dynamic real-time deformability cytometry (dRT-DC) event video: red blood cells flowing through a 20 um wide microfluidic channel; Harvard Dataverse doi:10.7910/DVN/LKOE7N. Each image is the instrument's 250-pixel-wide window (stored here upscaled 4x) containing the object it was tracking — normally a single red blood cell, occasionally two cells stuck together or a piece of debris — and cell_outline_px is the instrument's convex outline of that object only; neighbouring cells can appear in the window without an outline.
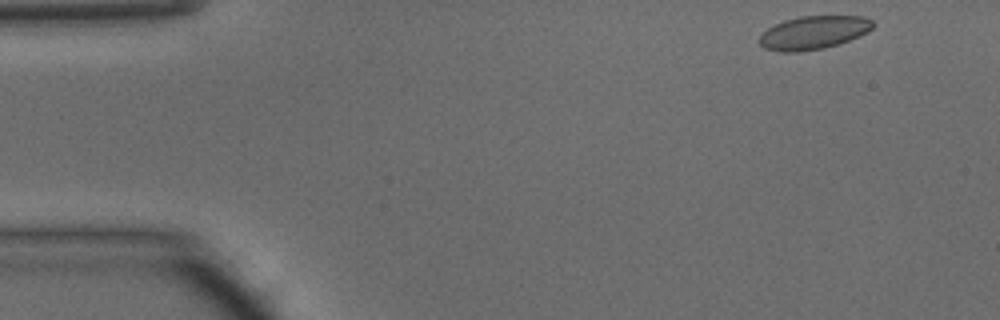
{"species": "common noctule bat (a hibernating species)", "species_latin": "Nyctalus noctula", "temperature_condition": "warm", "stored_images_in_passage": 45, "camera_frame_rate_fps": 3000, "um_per_image_px": 0.085, "animal": {"sex": "male", "body_mass_g": 15.6}, "frame": {"image": 1, "passage_image": 1, "time_ms": 0.0, "image_size_px": [1000, 320], "cell_outline_px": [[876, 24], [868, 32], [860, 36], [824, 48], [800, 52], [780, 52], [764, 48], [760, 44], [760, 36], [768, 28], [784, 20], [800, 16], [864, 16], [872, 20]], "centroid_in_image_um": [69.17, 2.77], "position_along_channel_um": 15.8, "area_um2": 22.02}}
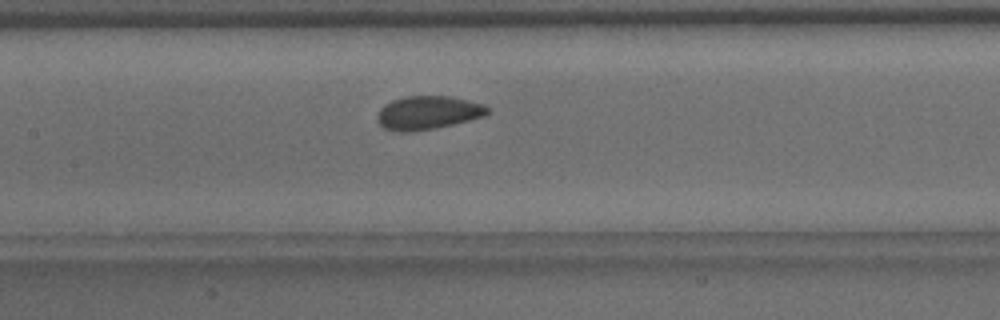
{"frame": {"image": 2, "passage_image": 19, "time_ms": 6.0, "image_size_px": [1000, 320], "cell_outline_px": [[492, 112], [484, 116], [436, 128], [408, 132], [400, 132], [384, 128], [380, 124], [376, 116], [380, 108], [384, 104], [392, 100], [404, 96], [448, 96], [484, 104], [492, 108]], "centroid_in_image_um": [36.38, 9.57], "position_along_channel_um": 171.0, "area_um2": 21.62}}
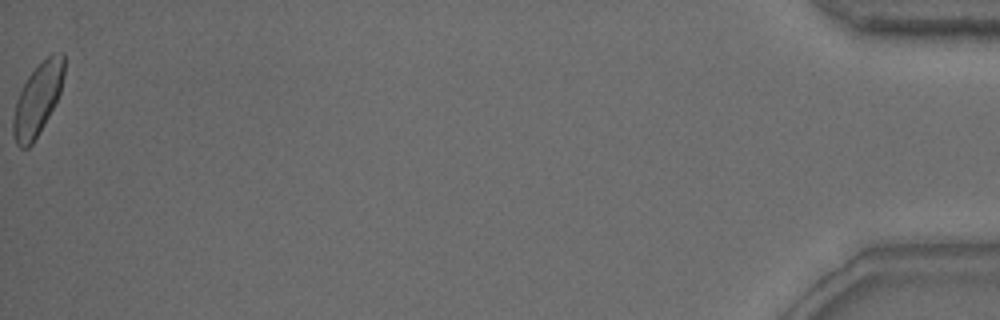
{"frame": {"image": 3, "passage_image": 45, "time_ms": 14.667, "image_size_px": [1000, 320], "cell_outline_px": [[64, 72], [60, 92], [44, 124], [32, 144], [28, 148], [20, 148], [16, 144], [12, 132], [12, 120], [16, 100], [28, 76], [52, 52], [64, 52]], "centroid_in_image_um": [3.18, 8.45], "position_along_channel_um": 432.0, "area_um2": 21.04}, "authors_computed_cell_mechanics": {"area_um2": 21.5594, "velocity_mm_per_s": 4.1928, "shape_relaxation_time_tau1_ms": 4.0773, "shape_relaxation_time_tau2_ms": 0.9103, "deformation_change_tau1": 0.1259, "deformation_change_tau2": 0.0576}}